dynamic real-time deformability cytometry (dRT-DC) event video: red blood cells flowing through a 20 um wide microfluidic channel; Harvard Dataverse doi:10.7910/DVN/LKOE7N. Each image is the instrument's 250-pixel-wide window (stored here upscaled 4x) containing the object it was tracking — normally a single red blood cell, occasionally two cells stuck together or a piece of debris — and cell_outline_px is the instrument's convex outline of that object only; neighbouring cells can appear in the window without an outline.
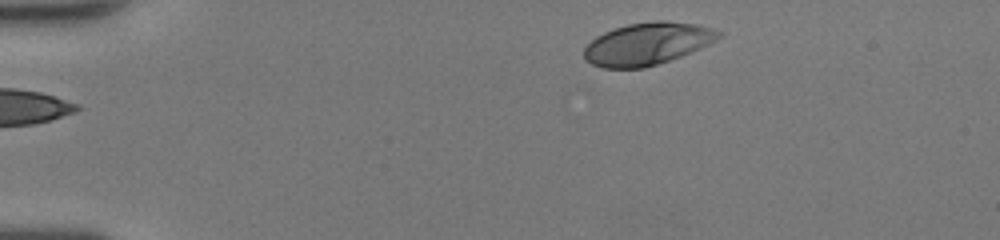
{"species": "human", "species_latin": "Homo sapiens", "temperature_condition": "room temperature", "stored_images_in_passage": 17, "camera_frame_rate_fps": 3000, "um_per_image_px": 0.085, "donor": {"sex": "female"}, "frame": {"image": 1, "passage_image": 1, "time_ms": 0.0, "image_size_px": [1000, 240], "cell_outline_px": [[724, 36], [700, 48], [680, 56], [644, 68], [604, 68], [592, 64], [584, 56], [584, 48], [596, 36], [604, 32], [628, 24], [656, 20], [668, 20], [692, 24], [712, 28], [724, 32]], "centroid_in_image_um": [55.04, 3.71], "position_along_channel_um": 30.0, "area_um2": 32.95}}
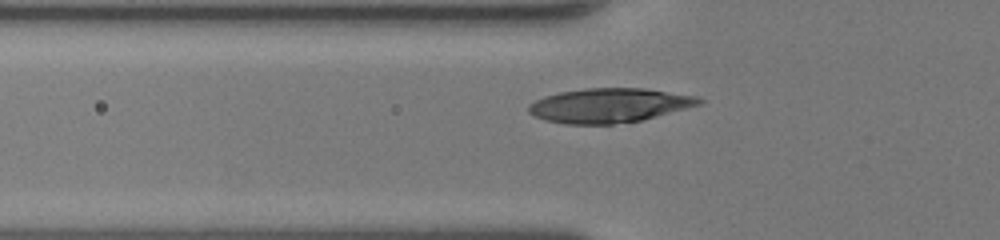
{"frame": {"image": 2, "passage_image": 10, "time_ms": 3.0, "image_size_px": [1000, 240], "cell_outline_px": [[704, 100], [700, 104], [640, 120], [612, 124], [564, 124], [544, 120], [528, 112], [528, 104], [544, 96], [560, 92], [584, 88], [644, 88], [696, 96]], "centroid_in_image_um": [51.73, 8.95], "position_along_channel_um": 74.1, "area_um2": 33.81}}
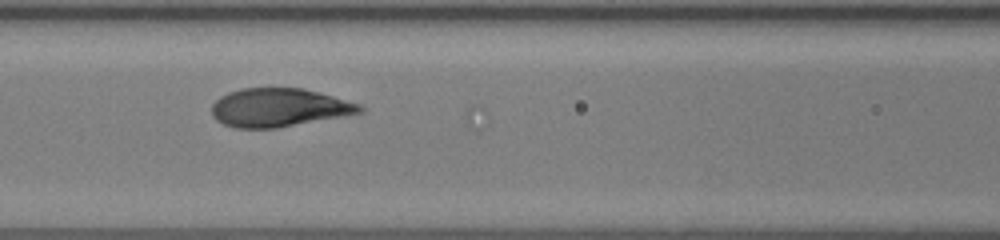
{"frame": {"image": 3, "passage_image": 15, "time_ms": 4.667, "image_size_px": [1000, 240], "cell_outline_px": [[364, 112], [276, 128], [236, 128], [224, 124], [216, 120], [212, 116], [212, 104], [220, 96], [228, 92], [240, 88], [304, 88], [360, 104], [364, 108]], "centroid_in_image_um": [23.68, 9.14], "position_along_channel_um": 142.9, "area_um2": 33.06}}